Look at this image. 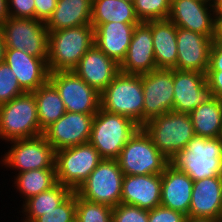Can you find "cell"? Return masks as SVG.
I'll use <instances>...</instances> for the list:
<instances>
[{
	"instance_id": "21",
	"label": "cell",
	"mask_w": 222,
	"mask_h": 222,
	"mask_svg": "<svg viewBox=\"0 0 222 222\" xmlns=\"http://www.w3.org/2000/svg\"><path fill=\"white\" fill-rule=\"evenodd\" d=\"M121 203L148 211L161 206V174L124 175Z\"/></svg>"
},
{
	"instance_id": "41",
	"label": "cell",
	"mask_w": 222,
	"mask_h": 222,
	"mask_svg": "<svg viewBox=\"0 0 222 222\" xmlns=\"http://www.w3.org/2000/svg\"><path fill=\"white\" fill-rule=\"evenodd\" d=\"M208 70L222 71V44L216 43L215 41L210 51Z\"/></svg>"
},
{
	"instance_id": "35",
	"label": "cell",
	"mask_w": 222,
	"mask_h": 222,
	"mask_svg": "<svg viewBox=\"0 0 222 222\" xmlns=\"http://www.w3.org/2000/svg\"><path fill=\"white\" fill-rule=\"evenodd\" d=\"M24 93L9 65L5 61L0 63V104L10 102Z\"/></svg>"
},
{
	"instance_id": "3",
	"label": "cell",
	"mask_w": 222,
	"mask_h": 222,
	"mask_svg": "<svg viewBox=\"0 0 222 222\" xmlns=\"http://www.w3.org/2000/svg\"><path fill=\"white\" fill-rule=\"evenodd\" d=\"M131 118L99 108L89 142L103 159H117L124 145L140 128Z\"/></svg>"
},
{
	"instance_id": "36",
	"label": "cell",
	"mask_w": 222,
	"mask_h": 222,
	"mask_svg": "<svg viewBox=\"0 0 222 222\" xmlns=\"http://www.w3.org/2000/svg\"><path fill=\"white\" fill-rule=\"evenodd\" d=\"M112 222H148V210L120 203L113 208Z\"/></svg>"
},
{
	"instance_id": "15",
	"label": "cell",
	"mask_w": 222,
	"mask_h": 222,
	"mask_svg": "<svg viewBox=\"0 0 222 222\" xmlns=\"http://www.w3.org/2000/svg\"><path fill=\"white\" fill-rule=\"evenodd\" d=\"M178 28L215 37V9L200 0H171L168 17Z\"/></svg>"
},
{
	"instance_id": "18",
	"label": "cell",
	"mask_w": 222,
	"mask_h": 222,
	"mask_svg": "<svg viewBox=\"0 0 222 222\" xmlns=\"http://www.w3.org/2000/svg\"><path fill=\"white\" fill-rule=\"evenodd\" d=\"M155 69L151 21L140 22L134 28L126 57L120 64V72L142 75Z\"/></svg>"
},
{
	"instance_id": "27",
	"label": "cell",
	"mask_w": 222,
	"mask_h": 222,
	"mask_svg": "<svg viewBox=\"0 0 222 222\" xmlns=\"http://www.w3.org/2000/svg\"><path fill=\"white\" fill-rule=\"evenodd\" d=\"M119 22L139 24L134 5L127 0H92L91 25Z\"/></svg>"
},
{
	"instance_id": "16",
	"label": "cell",
	"mask_w": 222,
	"mask_h": 222,
	"mask_svg": "<svg viewBox=\"0 0 222 222\" xmlns=\"http://www.w3.org/2000/svg\"><path fill=\"white\" fill-rule=\"evenodd\" d=\"M173 111L190 113L213 97L206 74L174 69Z\"/></svg>"
},
{
	"instance_id": "11",
	"label": "cell",
	"mask_w": 222,
	"mask_h": 222,
	"mask_svg": "<svg viewBox=\"0 0 222 222\" xmlns=\"http://www.w3.org/2000/svg\"><path fill=\"white\" fill-rule=\"evenodd\" d=\"M6 49L48 58L49 32L44 22L32 18L8 17L0 26Z\"/></svg>"
},
{
	"instance_id": "29",
	"label": "cell",
	"mask_w": 222,
	"mask_h": 222,
	"mask_svg": "<svg viewBox=\"0 0 222 222\" xmlns=\"http://www.w3.org/2000/svg\"><path fill=\"white\" fill-rule=\"evenodd\" d=\"M73 191L60 183H57L51 189L41 192L38 195L30 197L24 203H21L20 213L22 222H34L38 217L55 209L62 203Z\"/></svg>"
},
{
	"instance_id": "9",
	"label": "cell",
	"mask_w": 222,
	"mask_h": 222,
	"mask_svg": "<svg viewBox=\"0 0 222 222\" xmlns=\"http://www.w3.org/2000/svg\"><path fill=\"white\" fill-rule=\"evenodd\" d=\"M123 177L116 159H103L75 192L88 201L114 208L121 203Z\"/></svg>"
},
{
	"instance_id": "22",
	"label": "cell",
	"mask_w": 222,
	"mask_h": 222,
	"mask_svg": "<svg viewBox=\"0 0 222 222\" xmlns=\"http://www.w3.org/2000/svg\"><path fill=\"white\" fill-rule=\"evenodd\" d=\"M222 214V176L193 182L188 217L220 220Z\"/></svg>"
},
{
	"instance_id": "13",
	"label": "cell",
	"mask_w": 222,
	"mask_h": 222,
	"mask_svg": "<svg viewBox=\"0 0 222 222\" xmlns=\"http://www.w3.org/2000/svg\"><path fill=\"white\" fill-rule=\"evenodd\" d=\"M173 87L174 69H155L142 74L143 125L159 115L173 111Z\"/></svg>"
},
{
	"instance_id": "46",
	"label": "cell",
	"mask_w": 222,
	"mask_h": 222,
	"mask_svg": "<svg viewBox=\"0 0 222 222\" xmlns=\"http://www.w3.org/2000/svg\"><path fill=\"white\" fill-rule=\"evenodd\" d=\"M215 17H216V19H222V4H220V5L215 9Z\"/></svg>"
},
{
	"instance_id": "1",
	"label": "cell",
	"mask_w": 222,
	"mask_h": 222,
	"mask_svg": "<svg viewBox=\"0 0 222 222\" xmlns=\"http://www.w3.org/2000/svg\"><path fill=\"white\" fill-rule=\"evenodd\" d=\"M48 32L49 73L72 71L94 45V28L91 24Z\"/></svg>"
},
{
	"instance_id": "40",
	"label": "cell",
	"mask_w": 222,
	"mask_h": 222,
	"mask_svg": "<svg viewBox=\"0 0 222 222\" xmlns=\"http://www.w3.org/2000/svg\"><path fill=\"white\" fill-rule=\"evenodd\" d=\"M206 79L212 95L222 99V71L207 70Z\"/></svg>"
},
{
	"instance_id": "6",
	"label": "cell",
	"mask_w": 222,
	"mask_h": 222,
	"mask_svg": "<svg viewBox=\"0 0 222 222\" xmlns=\"http://www.w3.org/2000/svg\"><path fill=\"white\" fill-rule=\"evenodd\" d=\"M142 128L169 160L195 136L189 113L166 112L149 120Z\"/></svg>"
},
{
	"instance_id": "26",
	"label": "cell",
	"mask_w": 222,
	"mask_h": 222,
	"mask_svg": "<svg viewBox=\"0 0 222 222\" xmlns=\"http://www.w3.org/2000/svg\"><path fill=\"white\" fill-rule=\"evenodd\" d=\"M92 0H57L52 16L45 23L48 31L91 24Z\"/></svg>"
},
{
	"instance_id": "25",
	"label": "cell",
	"mask_w": 222,
	"mask_h": 222,
	"mask_svg": "<svg viewBox=\"0 0 222 222\" xmlns=\"http://www.w3.org/2000/svg\"><path fill=\"white\" fill-rule=\"evenodd\" d=\"M157 69H174L177 62V27L169 19L151 21Z\"/></svg>"
},
{
	"instance_id": "7",
	"label": "cell",
	"mask_w": 222,
	"mask_h": 222,
	"mask_svg": "<svg viewBox=\"0 0 222 222\" xmlns=\"http://www.w3.org/2000/svg\"><path fill=\"white\" fill-rule=\"evenodd\" d=\"M0 165L13 174L33 169H56L55 150L42 134L33 138L13 140L6 143ZM11 169V170H10Z\"/></svg>"
},
{
	"instance_id": "34",
	"label": "cell",
	"mask_w": 222,
	"mask_h": 222,
	"mask_svg": "<svg viewBox=\"0 0 222 222\" xmlns=\"http://www.w3.org/2000/svg\"><path fill=\"white\" fill-rule=\"evenodd\" d=\"M34 222H76V192L73 191L55 209L45 212Z\"/></svg>"
},
{
	"instance_id": "10",
	"label": "cell",
	"mask_w": 222,
	"mask_h": 222,
	"mask_svg": "<svg viewBox=\"0 0 222 222\" xmlns=\"http://www.w3.org/2000/svg\"><path fill=\"white\" fill-rule=\"evenodd\" d=\"M102 160L90 142L56 151L57 183L76 191Z\"/></svg>"
},
{
	"instance_id": "17",
	"label": "cell",
	"mask_w": 222,
	"mask_h": 222,
	"mask_svg": "<svg viewBox=\"0 0 222 222\" xmlns=\"http://www.w3.org/2000/svg\"><path fill=\"white\" fill-rule=\"evenodd\" d=\"M214 37L177 27V62L174 69L206 74Z\"/></svg>"
},
{
	"instance_id": "30",
	"label": "cell",
	"mask_w": 222,
	"mask_h": 222,
	"mask_svg": "<svg viewBox=\"0 0 222 222\" xmlns=\"http://www.w3.org/2000/svg\"><path fill=\"white\" fill-rule=\"evenodd\" d=\"M12 187L19 193L23 203L30 197L51 189L57 184L56 169H33L22 173H17L11 178Z\"/></svg>"
},
{
	"instance_id": "31",
	"label": "cell",
	"mask_w": 222,
	"mask_h": 222,
	"mask_svg": "<svg viewBox=\"0 0 222 222\" xmlns=\"http://www.w3.org/2000/svg\"><path fill=\"white\" fill-rule=\"evenodd\" d=\"M32 93L37 103L40 129L44 132L66 113V108L58 90L49 80Z\"/></svg>"
},
{
	"instance_id": "37",
	"label": "cell",
	"mask_w": 222,
	"mask_h": 222,
	"mask_svg": "<svg viewBox=\"0 0 222 222\" xmlns=\"http://www.w3.org/2000/svg\"><path fill=\"white\" fill-rule=\"evenodd\" d=\"M9 17L35 19V0H7Z\"/></svg>"
},
{
	"instance_id": "45",
	"label": "cell",
	"mask_w": 222,
	"mask_h": 222,
	"mask_svg": "<svg viewBox=\"0 0 222 222\" xmlns=\"http://www.w3.org/2000/svg\"><path fill=\"white\" fill-rule=\"evenodd\" d=\"M184 222H219L215 219H208V218H191L188 217L185 219Z\"/></svg>"
},
{
	"instance_id": "39",
	"label": "cell",
	"mask_w": 222,
	"mask_h": 222,
	"mask_svg": "<svg viewBox=\"0 0 222 222\" xmlns=\"http://www.w3.org/2000/svg\"><path fill=\"white\" fill-rule=\"evenodd\" d=\"M57 0H35V19L44 23L52 16Z\"/></svg>"
},
{
	"instance_id": "20",
	"label": "cell",
	"mask_w": 222,
	"mask_h": 222,
	"mask_svg": "<svg viewBox=\"0 0 222 222\" xmlns=\"http://www.w3.org/2000/svg\"><path fill=\"white\" fill-rule=\"evenodd\" d=\"M24 92H34L49 80L47 58H36L16 49L5 50V60Z\"/></svg>"
},
{
	"instance_id": "38",
	"label": "cell",
	"mask_w": 222,
	"mask_h": 222,
	"mask_svg": "<svg viewBox=\"0 0 222 222\" xmlns=\"http://www.w3.org/2000/svg\"><path fill=\"white\" fill-rule=\"evenodd\" d=\"M186 218V215L163 206L148 211V222H184Z\"/></svg>"
},
{
	"instance_id": "48",
	"label": "cell",
	"mask_w": 222,
	"mask_h": 222,
	"mask_svg": "<svg viewBox=\"0 0 222 222\" xmlns=\"http://www.w3.org/2000/svg\"><path fill=\"white\" fill-rule=\"evenodd\" d=\"M200 1H203V2H208V3H209V0H200Z\"/></svg>"
},
{
	"instance_id": "8",
	"label": "cell",
	"mask_w": 222,
	"mask_h": 222,
	"mask_svg": "<svg viewBox=\"0 0 222 222\" xmlns=\"http://www.w3.org/2000/svg\"><path fill=\"white\" fill-rule=\"evenodd\" d=\"M116 160L124 175L162 174L170 163L142 127L124 145Z\"/></svg>"
},
{
	"instance_id": "14",
	"label": "cell",
	"mask_w": 222,
	"mask_h": 222,
	"mask_svg": "<svg viewBox=\"0 0 222 222\" xmlns=\"http://www.w3.org/2000/svg\"><path fill=\"white\" fill-rule=\"evenodd\" d=\"M95 114L67 112L43 133L55 152L89 142Z\"/></svg>"
},
{
	"instance_id": "5",
	"label": "cell",
	"mask_w": 222,
	"mask_h": 222,
	"mask_svg": "<svg viewBox=\"0 0 222 222\" xmlns=\"http://www.w3.org/2000/svg\"><path fill=\"white\" fill-rule=\"evenodd\" d=\"M37 116V103L32 92L0 104V141L33 138L42 135Z\"/></svg>"
},
{
	"instance_id": "44",
	"label": "cell",
	"mask_w": 222,
	"mask_h": 222,
	"mask_svg": "<svg viewBox=\"0 0 222 222\" xmlns=\"http://www.w3.org/2000/svg\"><path fill=\"white\" fill-rule=\"evenodd\" d=\"M5 50H6V44L4 42V37L0 29V63L4 62L5 60Z\"/></svg>"
},
{
	"instance_id": "24",
	"label": "cell",
	"mask_w": 222,
	"mask_h": 222,
	"mask_svg": "<svg viewBox=\"0 0 222 222\" xmlns=\"http://www.w3.org/2000/svg\"><path fill=\"white\" fill-rule=\"evenodd\" d=\"M137 24L110 22L94 29V44L119 65L125 59Z\"/></svg>"
},
{
	"instance_id": "23",
	"label": "cell",
	"mask_w": 222,
	"mask_h": 222,
	"mask_svg": "<svg viewBox=\"0 0 222 222\" xmlns=\"http://www.w3.org/2000/svg\"><path fill=\"white\" fill-rule=\"evenodd\" d=\"M193 182L189 175L169 163L161 174V206L188 216Z\"/></svg>"
},
{
	"instance_id": "43",
	"label": "cell",
	"mask_w": 222,
	"mask_h": 222,
	"mask_svg": "<svg viewBox=\"0 0 222 222\" xmlns=\"http://www.w3.org/2000/svg\"><path fill=\"white\" fill-rule=\"evenodd\" d=\"M214 41L222 44V19H216Z\"/></svg>"
},
{
	"instance_id": "32",
	"label": "cell",
	"mask_w": 222,
	"mask_h": 222,
	"mask_svg": "<svg viewBox=\"0 0 222 222\" xmlns=\"http://www.w3.org/2000/svg\"><path fill=\"white\" fill-rule=\"evenodd\" d=\"M113 208L88 201L76 194V222H112Z\"/></svg>"
},
{
	"instance_id": "2",
	"label": "cell",
	"mask_w": 222,
	"mask_h": 222,
	"mask_svg": "<svg viewBox=\"0 0 222 222\" xmlns=\"http://www.w3.org/2000/svg\"><path fill=\"white\" fill-rule=\"evenodd\" d=\"M170 164L185 172L193 181L222 176V142L218 138L194 136L170 159Z\"/></svg>"
},
{
	"instance_id": "19",
	"label": "cell",
	"mask_w": 222,
	"mask_h": 222,
	"mask_svg": "<svg viewBox=\"0 0 222 222\" xmlns=\"http://www.w3.org/2000/svg\"><path fill=\"white\" fill-rule=\"evenodd\" d=\"M72 71L101 93L118 75L120 65L94 44Z\"/></svg>"
},
{
	"instance_id": "4",
	"label": "cell",
	"mask_w": 222,
	"mask_h": 222,
	"mask_svg": "<svg viewBox=\"0 0 222 222\" xmlns=\"http://www.w3.org/2000/svg\"><path fill=\"white\" fill-rule=\"evenodd\" d=\"M144 93L142 75H118L100 93V107L107 112L124 115L143 126Z\"/></svg>"
},
{
	"instance_id": "12",
	"label": "cell",
	"mask_w": 222,
	"mask_h": 222,
	"mask_svg": "<svg viewBox=\"0 0 222 222\" xmlns=\"http://www.w3.org/2000/svg\"><path fill=\"white\" fill-rule=\"evenodd\" d=\"M49 81L58 90L67 112L96 114L100 108V93L73 71L49 73Z\"/></svg>"
},
{
	"instance_id": "33",
	"label": "cell",
	"mask_w": 222,
	"mask_h": 222,
	"mask_svg": "<svg viewBox=\"0 0 222 222\" xmlns=\"http://www.w3.org/2000/svg\"><path fill=\"white\" fill-rule=\"evenodd\" d=\"M135 13L140 22L168 19L171 0H134Z\"/></svg>"
},
{
	"instance_id": "42",
	"label": "cell",
	"mask_w": 222,
	"mask_h": 222,
	"mask_svg": "<svg viewBox=\"0 0 222 222\" xmlns=\"http://www.w3.org/2000/svg\"><path fill=\"white\" fill-rule=\"evenodd\" d=\"M9 17L7 9V0H0V26L6 21Z\"/></svg>"
},
{
	"instance_id": "28",
	"label": "cell",
	"mask_w": 222,
	"mask_h": 222,
	"mask_svg": "<svg viewBox=\"0 0 222 222\" xmlns=\"http://www.w3.org/2000/svg\"><path fill=\"white\" fill-rule=\"evenodd\" d=\"M195 136L218 138L222 132V99L212 97L189 113Z\"/></svg>"
},
{
	"instance_id": "47",
	"label": "cell",
	"mask_w": 222,
	"mask_h": 222,
	"mask_svg": "<svg viewBox=\"0 0 222 222\" xmlns=\"http://www.w3.org/2000/svg\"><path fill=\"white\" fill-rule=\"evenodd\" d=\"M209 4L216 9L220 4H222V0H209Z\"/></svg>"
}]
</instances>
